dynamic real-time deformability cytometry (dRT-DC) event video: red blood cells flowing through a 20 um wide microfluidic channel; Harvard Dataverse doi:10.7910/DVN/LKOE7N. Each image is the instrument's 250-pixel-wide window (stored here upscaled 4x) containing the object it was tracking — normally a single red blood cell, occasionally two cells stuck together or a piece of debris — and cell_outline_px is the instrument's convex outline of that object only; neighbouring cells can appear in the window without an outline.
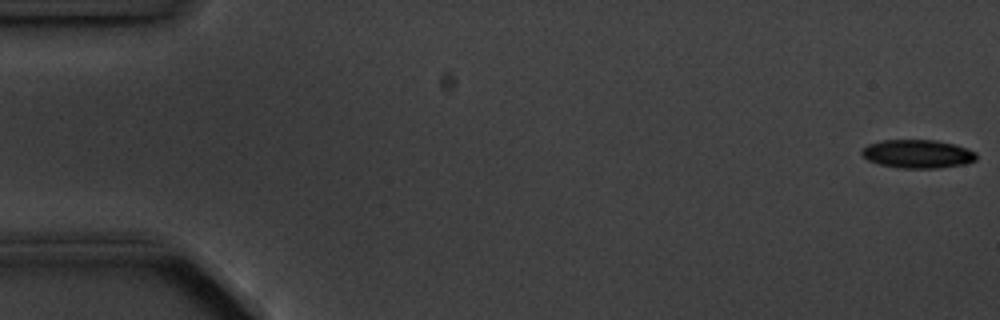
{"species": "common noctule bat (a hibernating species)", "species_latin": "Nyctalus noctula", "temperature_condition": "cold", "stored_images_in_passage": 6, "camera_frame_rate_fps": 3000, "um_per_image_px": 0.085, "animal": {"sex": "male", "body_mass_g": 20.1, "forearm_length_mm": 53.5}, "frame": {"image": 1, "passage_image": 1, "time_ms": 0.0, "image_size_px": [1000, 320], "cell_outline_px": [[976, 160], [968, 164], [936, 168], [904, 168], [880, 164], [868, 160], [860, 152], [860, 148], [868, 144], [880, 140], [936, 140], [956, 144], [968, 148], [976, 152]], "centroid_in_image_um": [78.02, 13.07], "position_along_channel_um": 7.0, "area_um2": 19.19}}
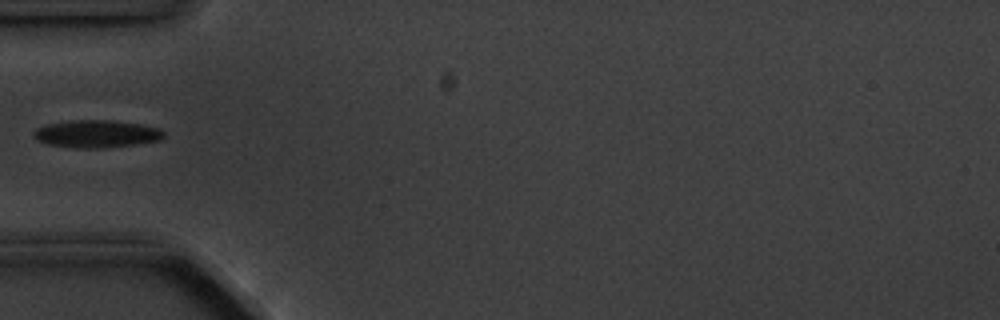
{"frame": {"image": 2, "passage_image": 5, "time_ms": 5.667, "image_size_px": [1000, 320], "cell_outline_px": [[164, 136], [160, 140], [104, 148], [76, 148], [48, 144], [36, 140], [32, 136], [32, 132], [36, 128], [48, 124], [72, 120], [112, 120], [140, 124], [160, 128], [164, 132]], "centroid_in_image_um": [8.17, 11.37], "position_along_channel_um": 76.8, "area_um2": 20.87}}
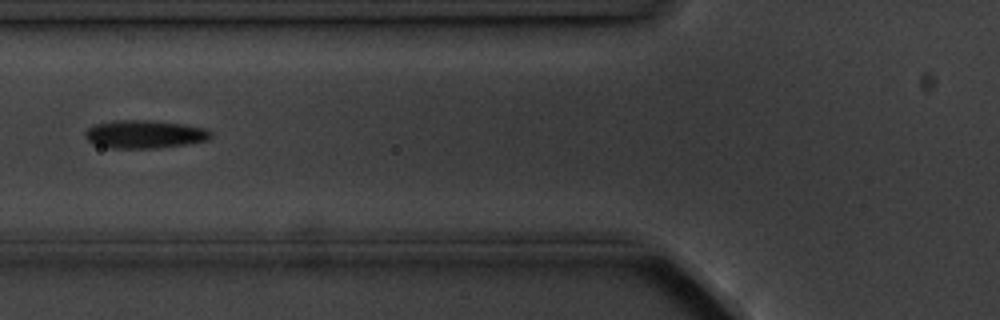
{"frame": {"image": 3, "passage_image": 6, "time_ms": 6.667, "image_size_px": [1000, 320], "cell_outline_px": [[212, 136], [208, 140], [188, 144], [152, 148], [108, 148], [96, 144], [88, 140], [84, 136], [84, 132], [88, 128], [96, 124], [112, 120], [152, 120], [184, 124], [204, 128], [212, 132]], "centroid_in_image_um": [12.29, 11.4], "position_along_channel_um": 113.5, "area_um2": 20.63}}